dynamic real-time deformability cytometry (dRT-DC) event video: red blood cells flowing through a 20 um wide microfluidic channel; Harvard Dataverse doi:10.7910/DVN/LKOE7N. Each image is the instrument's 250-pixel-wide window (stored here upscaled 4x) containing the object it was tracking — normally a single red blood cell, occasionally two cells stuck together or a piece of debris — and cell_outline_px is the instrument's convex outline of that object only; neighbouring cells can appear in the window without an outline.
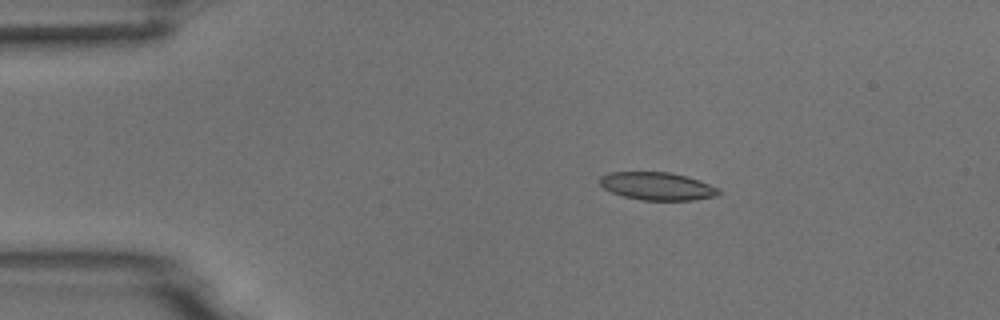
{"species": "common noctule bat (a hibernating species)", "species_latin": "Nyctalus noctula", "temperature_condition": "room temperature", "stored_images_in_passage": 5, "camera_frame_rate_fps": 3000, "um_per_image_px": 0.085, "animal": {"sex": "male", "body_mass_g": 18.8}, "frame": {"image": 1, "passage_image": 3, "time_ms": 2.333, "image_size_px": [1000, 320], "cell_outline_px": [[720, 196], [696, 200], [640, 200], [624, 196], [612, 192], [604, 188], [600, 184], [600, 176], [608, 172], [668, 172], [700, 180], [720, 188]], "centroid_in_image_um": [55.91, 15.83], "position_along_channel_um": 29.1, "area_um2": 19.42}}